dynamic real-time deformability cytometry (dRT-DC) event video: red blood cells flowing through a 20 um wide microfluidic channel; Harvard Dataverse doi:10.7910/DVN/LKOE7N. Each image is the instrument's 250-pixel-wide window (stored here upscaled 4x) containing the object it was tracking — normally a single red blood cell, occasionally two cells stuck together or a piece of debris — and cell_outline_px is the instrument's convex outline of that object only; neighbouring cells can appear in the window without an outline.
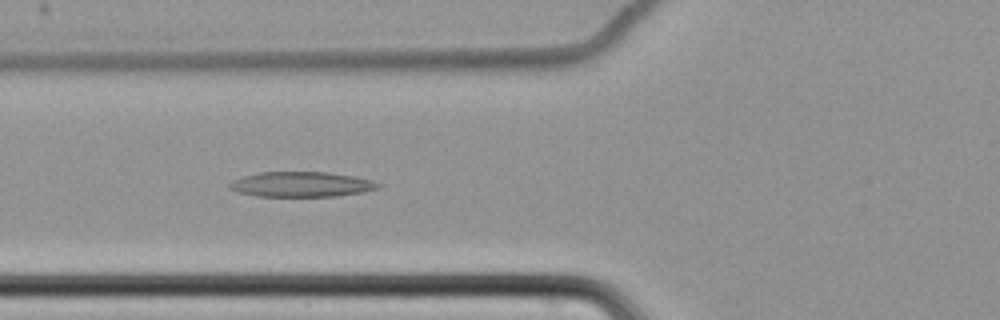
{"species": "common noctule bat (a hibernating species)", "species_latin": "Nyctalus noctula", "temperature_condition": "cold", "stored_images_in_passage": 60, "camera_frame_rate_fps": 3000, "um_per_image_px": 0.085, "animal": {"sex": "female", "body_mass_g": 22.7, "forearm_length_mm": 54.2}, "frame": {"image": 1, "passage_image": 24, "time_ms": 7.667, "image_size_px": [1000, 320], "cell_outline_px": [[380, 188], [364, 192], [336, 196], [256, 196], [240, 192], [228, 188], [228, 184], [244, 176], [260, 172], [328, 172], [352, 176], [372, 180], [380, 184]], "centroid_in_image_um": [25.65, 15.67], "position_along_channel_um": 100.1, "area_um2": 21.56}}
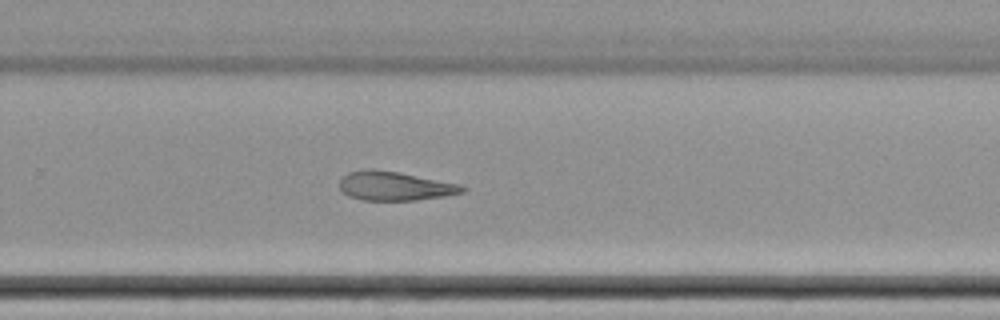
{"frame": {"image": 2, "passage_image": 41, "time_ms": 13.333, "image_size_px": [1000, 320], "cell_outline_px": [[468, 188], [464, 192], [444, 196], [416, 200], [364, 200], [348, 196], [340, 188], [340, 176], [348, 172], [364, 168], [372, 168], [400, 172], [460, 184]], "centroid_in_image_um": [33.54, 15.79], "position_along_channel_um": 296.3, "area_um2": 20.98}}
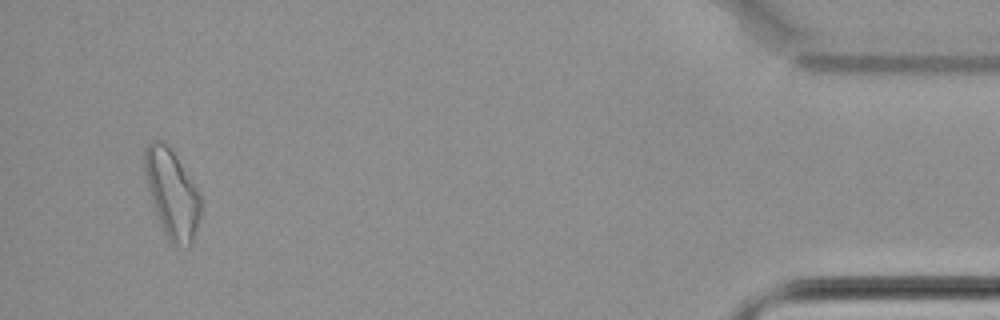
{"frame": {"image": 3, "passage_image": 58, "time_ms": 19.0, "image_size_px": [1000, 320], "cell_outline_px": [[200, 220], [192, 244], [188, 248], [176, 248], [168, 240], [160, 220], [148, 188], [144, 172], [144, 148], [152, 140], [160, 140], [176, 156], [196, 188], [200, 196]], "centroid_in_image_um": [14.63, 16.52], "position_along_channel_um": 420.6, "area_um2": 28.38}}